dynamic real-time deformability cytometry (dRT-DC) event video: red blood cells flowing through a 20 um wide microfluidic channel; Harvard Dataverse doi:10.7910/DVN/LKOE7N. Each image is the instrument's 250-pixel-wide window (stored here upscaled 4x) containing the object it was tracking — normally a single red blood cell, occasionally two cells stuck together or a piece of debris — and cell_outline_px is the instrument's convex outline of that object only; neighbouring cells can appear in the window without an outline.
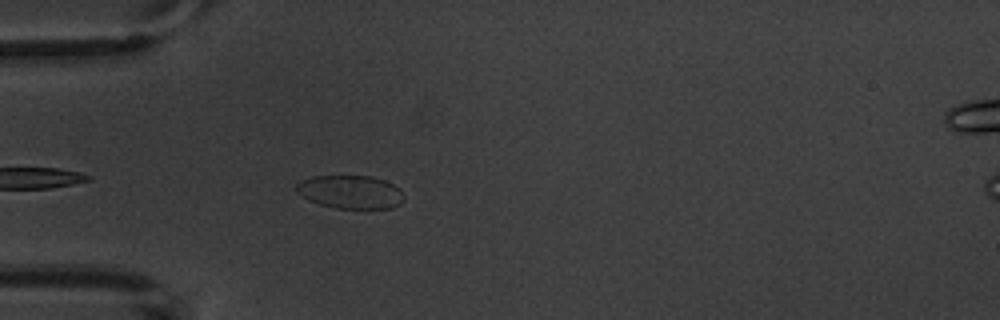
{"species": "common noctule bat (a hibernating species)", "species_latin": "Nyctalus noctula", "temperature_condition": "warm", "stored_images_in_passage": 3, "camera_frame_rate_fps": 3000, "um_per_image_px": 0.085, "animal": {"sex": "male", "body_mass_g": 20.1, "forearm_length_mm": 53.5}, "frame": {"image": 1, "passage_image": 3, "time_ms": 2.333, "image_size_px": [1000, 320], "cell_outline_px": [[404, 200], [400, 204], [392, 208], [336, 208], [320, 204], [308, 200], [296, 192], [296, 184], [300, 180], [312, 176], [372, 176], [384, 180], [400, 188], [404, 196]], "centroid_in_image_um": [29.78, 16.31], "position_along_channel_um": 55.2, "area_um2": 20.98}}